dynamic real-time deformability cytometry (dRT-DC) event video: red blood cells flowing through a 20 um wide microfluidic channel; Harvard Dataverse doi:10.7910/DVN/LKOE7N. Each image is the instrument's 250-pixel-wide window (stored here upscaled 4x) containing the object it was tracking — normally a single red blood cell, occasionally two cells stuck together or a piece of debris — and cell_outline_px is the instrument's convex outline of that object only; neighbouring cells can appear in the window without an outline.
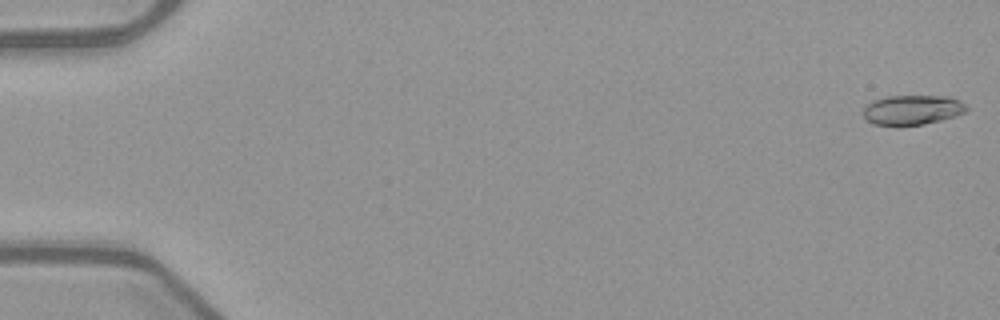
{"species": "common noctule bat (a hibernating species)", "species_latin": "Nyctalus noctula", "temperature_condition": "warm", "stored_images_in_passage": 52, "camera_frame_rate_fps": 3000, "um_per_image_px": 0.085, "animal": {"sex": "female", "body_mass_g": 21.9}, "frame": {"image": 1, "passage_image": 1, "time_ms": 0.0, "image_size_px": [1000, 320], "cell_outline_px": [[968, 112], [956, 116], [924, 124], [896, 128], [872, 124], [864, 120], [864, 108], [872, 100], [888, 96], [952, 96], [960, 100], [968, 108]], "centroid_in_image_um": [77.53, 9.37], "position_along_channel_um": 7.5, "area_um2": 18.61}}
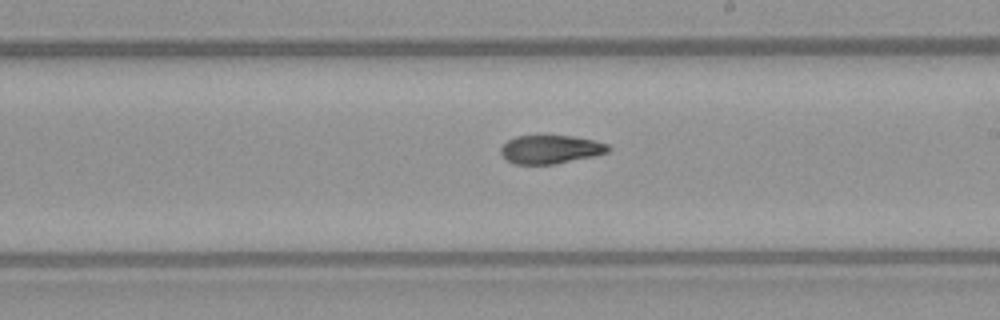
{"frame": {"image": 2, "passage_image": 31, "time_ms": 10.0, "image_size_px": [1000, 320], "cell_outline_px": [[612, 148], [608, 152], [592, 156], [556, 164], [516, 164], [508, 160], [500, 152], [500, 148], [508, 140], [516, 136], [572, 136], [592, 140], [608, 144]], "centroid_in_image_um": [46.8, 12.7], "position_along_channel_um": 242.2, "area_um2": 17.63}}
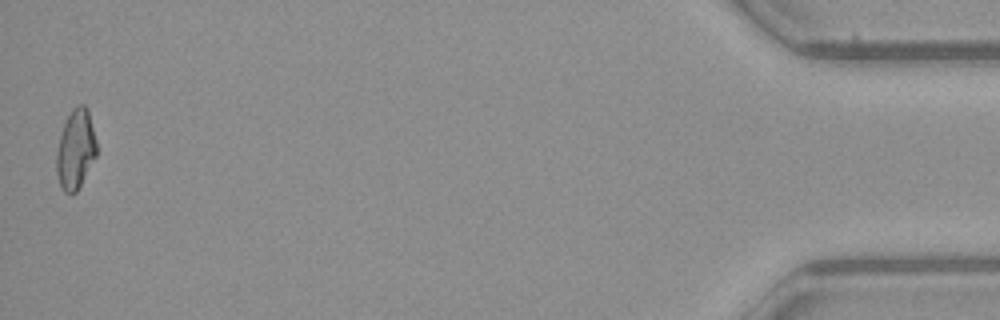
{"frame": {"image": 3, "passage_image": 52, "time_ms": 17.0, "image_size_px": [1000, 320], "cell_outline_px": [[96, 156], [76, 192], [64, 192], [60, 184], [56, 172], [56, 156], [60, 136], [64, 124], [72, 108], [76, 104], [84, 104], [88, 108], [96, 140]], "centroid_in_image_um": [6.43, 12.65], "position_along_channel_um": 428.8, "area_um2": 18.38}, "authors_computed_cell_mechanics": {"area_um2": 18.3804, "velocity_mm_per_s": 4.001, "shape_relaxation_time_tau1_ms": 7.1899, "shape_relaxation_time_tau2_ms": 2.9287, "deformation_change_tau1": 0.2074, "deformation_change_tau2": 0.0953}}